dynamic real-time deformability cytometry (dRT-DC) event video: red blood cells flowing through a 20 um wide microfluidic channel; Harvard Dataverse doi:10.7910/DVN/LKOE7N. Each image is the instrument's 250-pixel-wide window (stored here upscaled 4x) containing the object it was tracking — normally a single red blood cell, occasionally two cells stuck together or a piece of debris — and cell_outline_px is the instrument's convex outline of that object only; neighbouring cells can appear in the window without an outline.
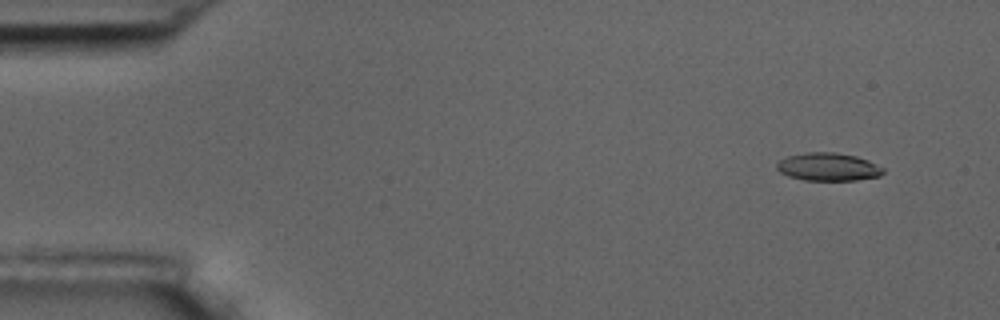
{"species": "common noctule bat (a hibernating species)", "species_latin": "Nyctalus noctula", "temperature_condition": "room temperature", "stored_images_in_passage": 7, "camera_frame_rate_fps": 3000, "um_per_image_px": 0.085, "animal": {"sex": "male", "body_mass_g": 17.5, "forearm_length_mm": 52.3}, "frame": {"image": 1, "passage_image": 1, "time_ms": 0.0, "image_size_px": [1000, 320], "cell_outline_px": [[884, 172], [880, 176], [856, 180], [804, 180], [788, 176], [780, 172], [776, 168], [776, 164], [780, 160], [788, 156], [808, 152], [836, 152], [856, 156], [868, 160], [884, 168]], "centroid_in_image_um": [70.4, 14.18], "position_along_channel_um": 14.6, "area_um2": 17.34}}
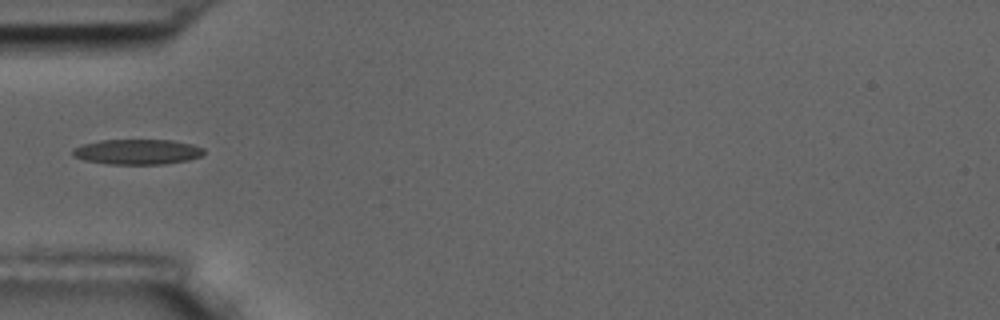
{"frame": {"image": 2, "passage_image": 5, "time_ms": 4.667, "image_size_px": [1000, 320], "cell_outline_px": [[204, 152], [200, 156], [188, 160], [164, 164], [108, 164], [84, 160], [72, 156], [72, 148], [84, 144], [100, 140], [172, 140], [192, 144], [204, 148]], "centroid_in_image_um": [11.65, 12.9], "position_along_channel_um": 73.3, "area_um2": 19.31}}